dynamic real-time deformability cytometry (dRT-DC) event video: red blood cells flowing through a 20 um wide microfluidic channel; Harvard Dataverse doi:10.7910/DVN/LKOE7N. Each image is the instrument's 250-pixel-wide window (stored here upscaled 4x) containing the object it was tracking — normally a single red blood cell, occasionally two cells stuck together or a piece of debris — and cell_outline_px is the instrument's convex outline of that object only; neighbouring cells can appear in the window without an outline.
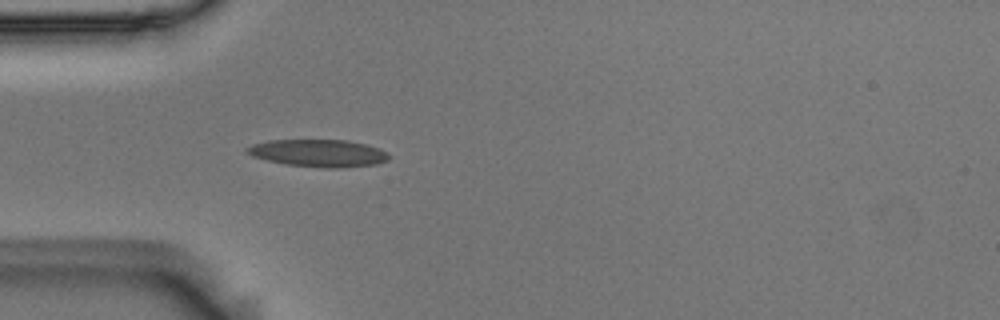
{"species": "Egyptian fruit bat (a non-hibernating species)", "species_latin": "Rousettus aegyptiacus", "temperature_condition": "room temperature", "stored_images_in_passage": 3, "camera_frame_rate_fps": 3000, "um_per_image_px": 0.085, "animal": {"sex": "male"}, "frame": {"image": 1, "passage_image": 3, "time_ms": 0.667, "image_size_px": [1000, 320], "cell_outline_px": [[388, 160], [376, 164], [340, 168], [324, 168], [284, 164], [252, 156], [244, 148], [252, 144], [268, 140], [348, 140], [368, 144], [380, 148], [388, 156]], "centroid_in_image_um": [27.06, 13.01], "position_along_channel_um": 57.9, "area_um2": 22.66}}